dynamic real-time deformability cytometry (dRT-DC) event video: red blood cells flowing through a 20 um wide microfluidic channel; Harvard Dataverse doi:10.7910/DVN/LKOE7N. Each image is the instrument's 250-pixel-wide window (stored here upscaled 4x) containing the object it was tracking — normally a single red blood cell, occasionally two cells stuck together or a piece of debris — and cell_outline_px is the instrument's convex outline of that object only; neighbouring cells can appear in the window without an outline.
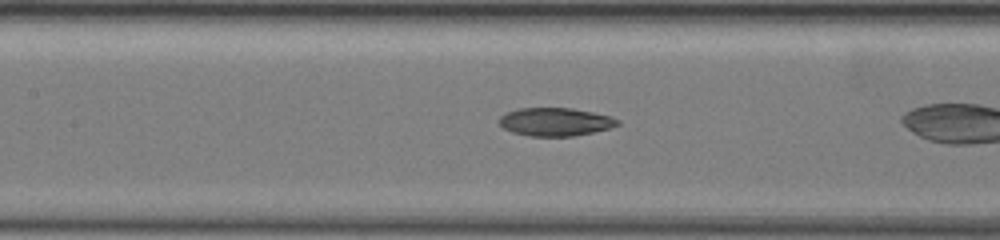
{"species": "common noctule bat (a hibernating species)", "species_latin": "Nyctalus noctula", "temperature_condition": "warm", "stored_images_in_passage": 17, "camera_frame_rate_fps": 3000, "um_per_image_px": 0.085, "animal": {"sex": "female", "body_mass_g": 19.5, "forearm_length_mm": 54.1}, "frame": {"image": 1, "passage_image": 6, "time_ms": 1.667, "image_size_px": [1000, 240], "cell_outline_px": [[620, 124], [608, 128], [592, 132], [572, 136], [532, 136], [512, 132], [504, 128], [500, 124], [500, 116], [508, 112], [520, 108], [572, 108], [592, 112], [608, 116], [620, 120]], "centroid_in_image_um": [47.2, 10.35], "position_along_channel_um": 160.2, "area_um2": 19.13}}
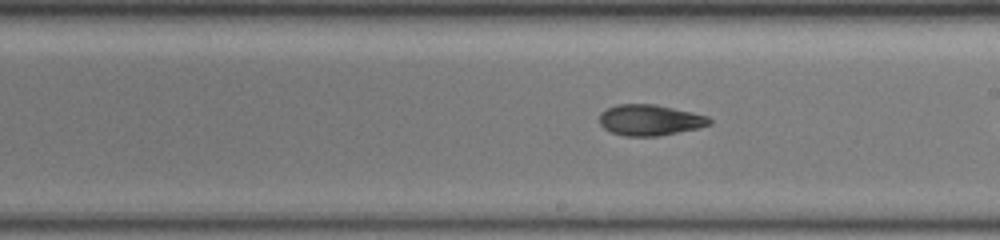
{"frame": {"image": 2, "passage_image": 12, "time_ms": 3.667, "image_size_px": [1000, 240], "cell_outline_px": [[712, 124], [696, 128], [660, 136], [624, 136], [612, 132], [604, 128], [600, 124], [600, 112], [616, 104], [656, 104], [692, 112], [708, 116], [712, 120]], "centroid_in_image_um": [55.24, 10.2], "position_along_channel_um": 233.8, "area_um2": 19.83}}
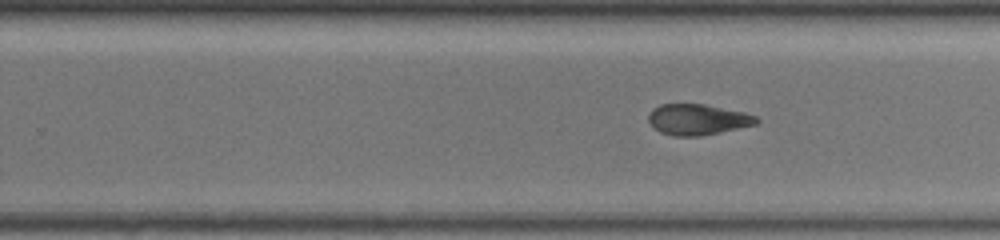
{"frame": {"image": 3, "passage_image": 15, "time_ms": 4.667, "image_size_px": [1000, 240], "cell_outline_px": [[760, 120], [756, 124], [720, 132], [700, 136], [672, 136], [660, 132], [648, 120], [648, 116], [652, 108], [660, 104], [704, 104], [744, 112], [756, 116]], "centroid_in_image_um": [59.29, 10.15], "position_along_channel_um": 270.5, "area_um2": 19.31}}